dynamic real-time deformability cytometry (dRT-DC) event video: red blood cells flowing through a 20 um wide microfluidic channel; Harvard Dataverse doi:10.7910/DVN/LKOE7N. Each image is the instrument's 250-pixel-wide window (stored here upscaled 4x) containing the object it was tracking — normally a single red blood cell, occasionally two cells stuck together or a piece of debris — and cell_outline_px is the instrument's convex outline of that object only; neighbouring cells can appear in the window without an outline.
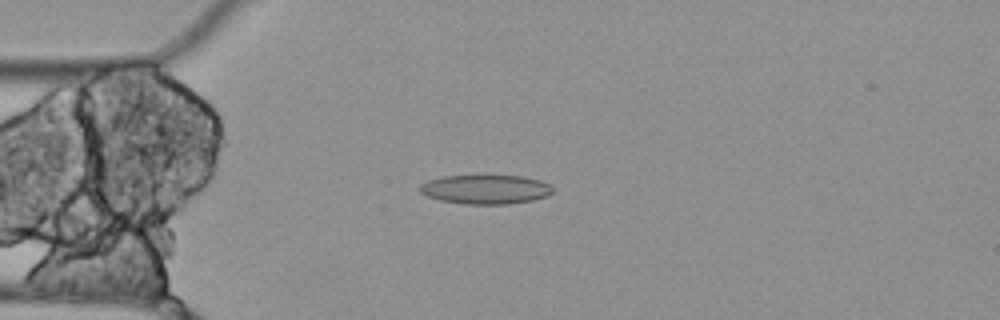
{"species": "Egyptian fruit bat (a non-hibernating species)", "species_latin": "Rousettus aegyptiacus", "temperature_condition": "cold", "stored_images_in_passage": 7, "camera_frame_rate_fps": 3000, "um_per_image_px": 0.085, "animal": {"sex": "female"}, "frame": {"image": 1, "passage_image": 3, "time_ms": 0.667, "image_size_px": [1000, 320], "cell_outline_px": [[552, 192], [548, 196], [532, 200], [508, 204], [468, 204], [440, 200], [428, 196], [420, 192], [420, 184], [428, 180], [444, 176], [524, 176], [540, 180], [552, 184]], "centroid_in_image_um": [41.31, 16.09], "position_along_channel_um": 43.7, "area_um2": 22.54}}
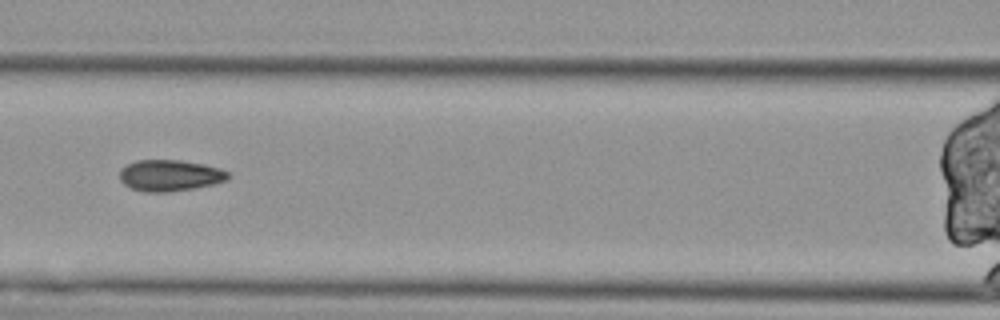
{"frame": {"image": 2, "passage_image": 6, "time_ms": 1.667, "image_size_px": [1000, 320], "cell_outline_px": [[232, 176], [228, 180], [196, 188], [168, 192], [144, 192], [132, 188], [124, 184], [120, 180], [120, 168], [136, 160], [180, 160], [204, 164], [220, 168], [228, 172]], "centroid_in_image_um": [14.46, 14.91], "position_along_channel_um": 152.1, "area_um2": 19.94}}
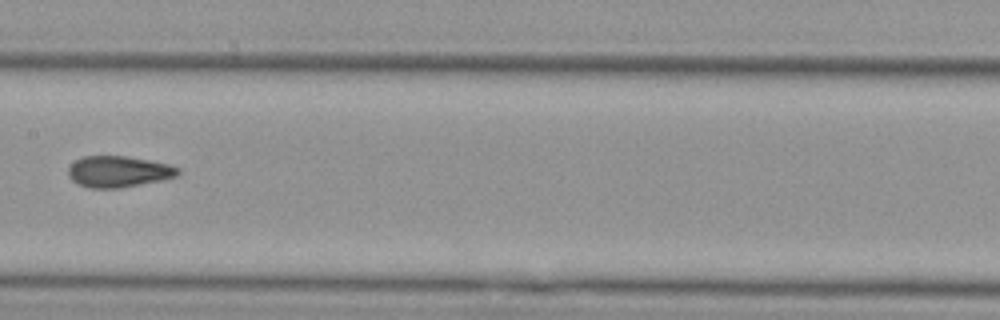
{"frame": {"image": 3, "passage_image": 7, "time_ms": 2.0, "image_size_px": [1000, 320], "cell_outline_px": [[180, 172], [176, 176], [160, 180], [120, 188], [88, 188], [76, 184], [68, 176], [68, 168], [76, 160], [84, 156], [128, 156], [168, 164], [180, 168]], "centroid_in_image_um": [10.04, 14.59], "position_along_channel_um": 197.4, "area_um2": 19.94}}